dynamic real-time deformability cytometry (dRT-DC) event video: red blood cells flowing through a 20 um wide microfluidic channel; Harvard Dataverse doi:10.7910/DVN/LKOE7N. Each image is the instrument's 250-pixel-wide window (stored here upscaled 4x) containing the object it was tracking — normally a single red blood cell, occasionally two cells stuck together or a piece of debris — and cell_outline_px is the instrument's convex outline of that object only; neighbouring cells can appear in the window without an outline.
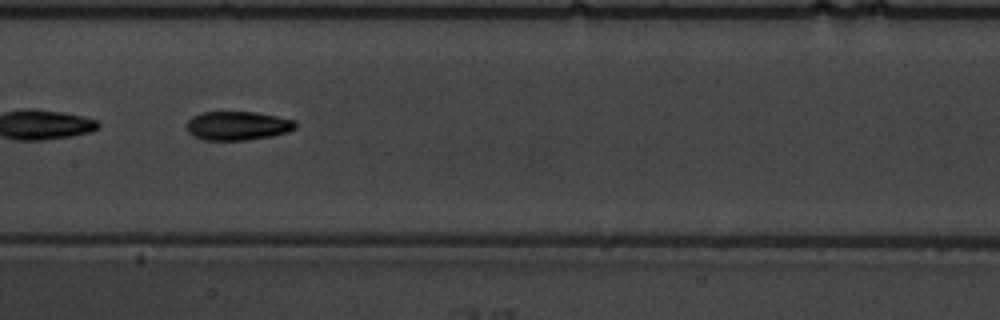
{"species": "common noctule bat (a hibernating species)", "species_latin": "Nyctalus noctula", "temperature_condition": "warm", "stored_images_in_passage": 19, "camera_frame_rate_fps": 3000, "um_per_image_px": 0.085, "animal": {"sex": "male", "body_mass_g": 19.5, "forearm_length_mm": 54.6}, "frame": {"image": 1, "passage_image": 11, "time_ms": 3.333, "image_size_px": [1000, 320], "cell_outline_px": [[296, 128], [288, 132], [272, 136], [248, 140], [204, 140], [192, 136], [188, 132], [188, 120], [192, 116], [200, 112], [256, 112], [276, 116], [292, 120], [296, 124]], "centroid_in_image_um": [20.18, 10.69], "position_along_channel_um": 187.2, "area_um2": 18.32}}